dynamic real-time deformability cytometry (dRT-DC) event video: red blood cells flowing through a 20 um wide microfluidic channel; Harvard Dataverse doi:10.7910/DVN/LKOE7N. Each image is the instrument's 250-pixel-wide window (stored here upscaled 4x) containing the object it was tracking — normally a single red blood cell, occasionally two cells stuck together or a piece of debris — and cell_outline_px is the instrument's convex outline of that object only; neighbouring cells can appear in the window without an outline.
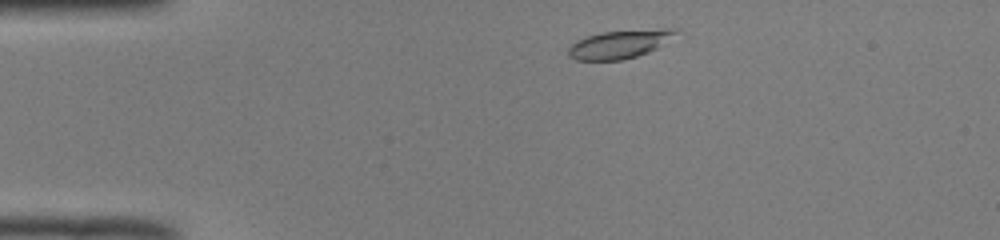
{"species": "common noctule bat (a hibernating species)", "species_latin": "Nyctalus noctula", "temperature_condition": "room temperature", "stored_images_in_passage": 44, "camera_frame_rate_fps": 3000, "um_per_image_px": 0.085, "animal": {"sex": "male", "body_mass_g": 19.0, "forearm_length_mm": 50.8}, "frame": {"image": 1, "passage_image": 3, "time_ms": 0.667, "image_size_px": [1000, 240], "cell_outline_px": [[680, 32], [656, 48], [648, 52], [624, 60], [576, 60], [568, 56], [568, 48], [576, 40], [600, 32], [664, 28], [676, 28]], "centroid_in_image_um": [52.66, 3.75], "position_along_channel_um": 32.3, "area_um2": 17.74}}
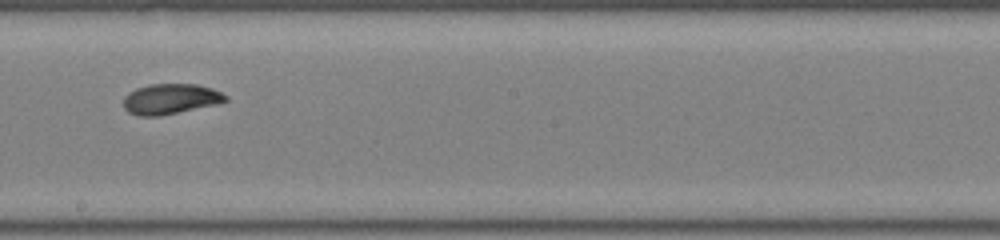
{"frame": {"image": 2, "passage_image": 22, "time_ms": 7.0, "image_size_px": [1000, 240], "cell_outline_px": [[228, 100], [216, 104], [160, 116], [140, 116], [128, 112], [124, 108], [124, 96], [128, 92], [136, 88], [148, 84], [196, 84], [212, 88], [228, 96]], "centroid_in_image_um": [14.47, 8.4], "position_along_channel_um": 233.7, "area_um2": 18.09}}
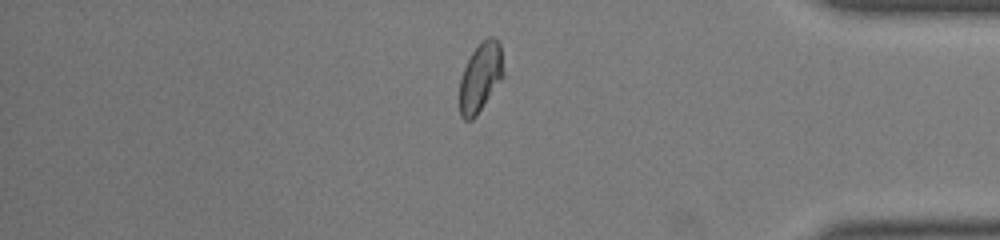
{"frame": {"image": 3, "passage_image": 36, "time_ms": 11.667, "image_size_px": [1000, 240], "cell_outline_px": [[504, 76], [476, 116], [472, 120], [464, 120], [460, 116], [460, 80], [464, 68], [472, 52], [488, 36], [496, 36], [500, 44], [504, 72]], "centroid_in_image_um": [40.85, 6.56], "position_along_channel_um": 394.3, "area_um2": 17.57}, "authors_computed_cell_mechanics": {"area_um2": 18.0914, "velocity_mm_per_s": 3.9717, "shape_relaxation_time_tau1_ms": 4.6969, "shape_relaxation_time_tau2_ms": 1.8156, "deformation_change_tau1": 0.1703, "deformation_change_tau2": 0.0552}}